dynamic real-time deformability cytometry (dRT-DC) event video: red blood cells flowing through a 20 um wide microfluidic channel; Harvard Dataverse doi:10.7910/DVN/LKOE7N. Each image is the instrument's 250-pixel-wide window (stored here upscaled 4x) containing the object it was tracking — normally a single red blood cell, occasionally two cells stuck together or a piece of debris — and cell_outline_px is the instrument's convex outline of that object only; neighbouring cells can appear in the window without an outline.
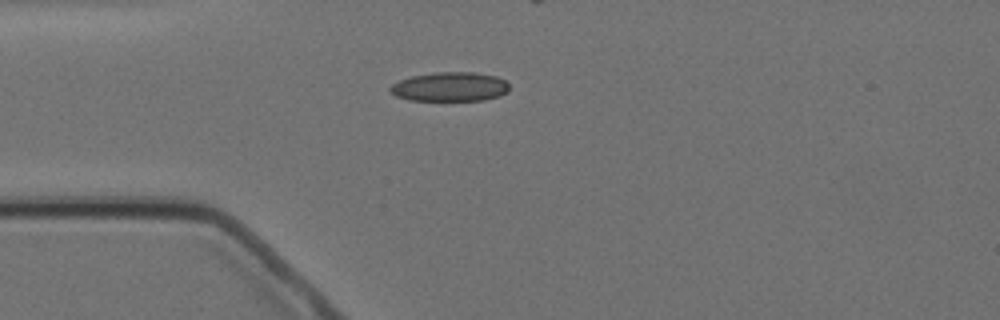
{"species": "Egyptian fruit bat (a non-hibernating species)", "species_latin": "Rousettus aegyptiacus", "temperature_condition": "cold", "stored_images_in_passage": 3, "camera_frame_rate_fps": 3000, "um_per_image_px": 0.085, "animal": {"sex": "female"}, "frame": {"image": 1, "passage_image": 3, "time_ms": 3.0, "image_size_px": [1000, 320], "cell_outline_px": [[508, 92], [500, 96], [484, 100], [408, 100], [396, 96], [388, 88], [392, 84], [400, 80], [412, 76], [436, 72], [476, 72], [496, 76], [504, 80], [508, 84]], "centroid_in_image_um": [38.26, 7.37], "position_along_channel_um": 46.7, "area_um2": 20.29}}